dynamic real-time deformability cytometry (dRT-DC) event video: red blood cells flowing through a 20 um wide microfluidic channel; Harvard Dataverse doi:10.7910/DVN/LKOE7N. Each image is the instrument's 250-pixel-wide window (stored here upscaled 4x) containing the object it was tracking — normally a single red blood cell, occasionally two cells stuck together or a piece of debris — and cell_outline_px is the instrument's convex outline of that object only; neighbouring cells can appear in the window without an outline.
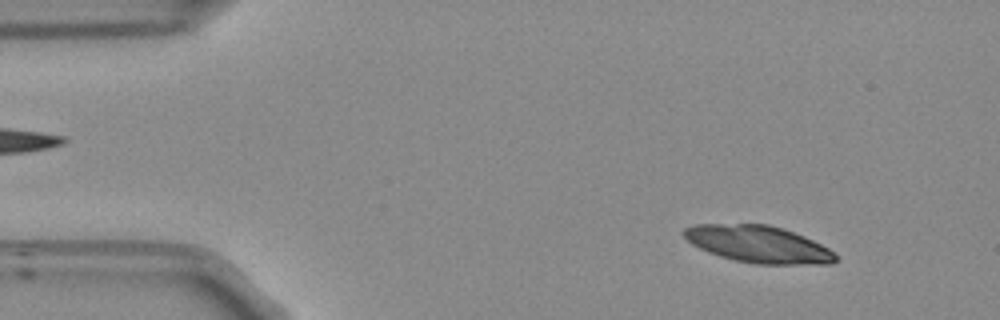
{"species": "Egyptian fruit bat (a non-hibernating species)", "species_latin": "Rousettus aegyptiacus", "temperature_condition": "room temperature", "stored_images_in_passage": 50, "camera_frame_rate_fps": 3000, "um_per_image_px": 0.085, "frame": {"image": 1, "passage_image": 3, "time_ms": 0.667, "image_size_px": [1000, 320], "cell_outline_px": [[836, 260], [832, 264], [756, 264], [736, 260], [720, 256], [708, 252], [692, 244], [680, 232], [684, 228], [692, 224], [768, 224], [804, 236], [828, 248], [836, 256]], "centroid_in_image_um": [64.42, 20.75], "position_along_channel_um": 20.6, "area_um2": 32.48}}